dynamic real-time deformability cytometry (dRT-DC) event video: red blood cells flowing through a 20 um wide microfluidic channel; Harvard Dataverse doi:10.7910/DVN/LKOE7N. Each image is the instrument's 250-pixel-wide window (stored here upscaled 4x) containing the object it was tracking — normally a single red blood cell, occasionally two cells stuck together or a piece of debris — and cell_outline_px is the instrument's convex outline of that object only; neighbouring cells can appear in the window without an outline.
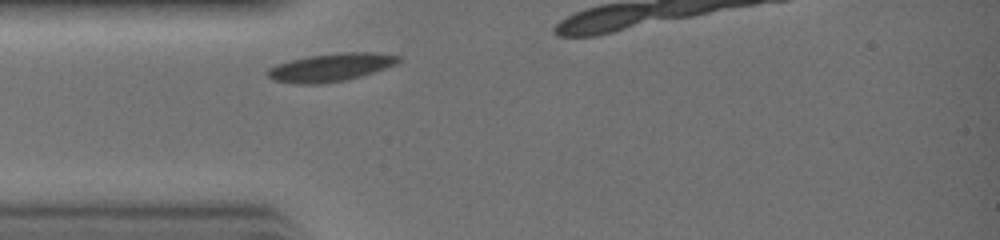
{"species": "common noctule bat (a hibernating species)", "species_latin": "Nyctalus noctula", "temperature_condition": "warm", "stored_images_in_passage": 4, "camera_frame_rate_fps": 3000, "um_per_image_px": 0.085, "animal": {"sex": "female", "body_mass_g": 19.0, "forearm_length_mm": 51.5}, "frame": {"image": 1, "passage_image": 1, "time_ms": 0.0, "image_size_px": [1000, 240], "cell_outline_px": [[400, 60], [396, 64], [348, 80], [324, 84], [296, 84], [272, 80], [264, 72], [268, 68], [276, 64], [308, 56], [344, 52], [372, 52], [400, 56]], "centroid_in_image_um": [28.06, 5.74], "position_along_channel_um": 56.9, "area_um2": 21.39}}